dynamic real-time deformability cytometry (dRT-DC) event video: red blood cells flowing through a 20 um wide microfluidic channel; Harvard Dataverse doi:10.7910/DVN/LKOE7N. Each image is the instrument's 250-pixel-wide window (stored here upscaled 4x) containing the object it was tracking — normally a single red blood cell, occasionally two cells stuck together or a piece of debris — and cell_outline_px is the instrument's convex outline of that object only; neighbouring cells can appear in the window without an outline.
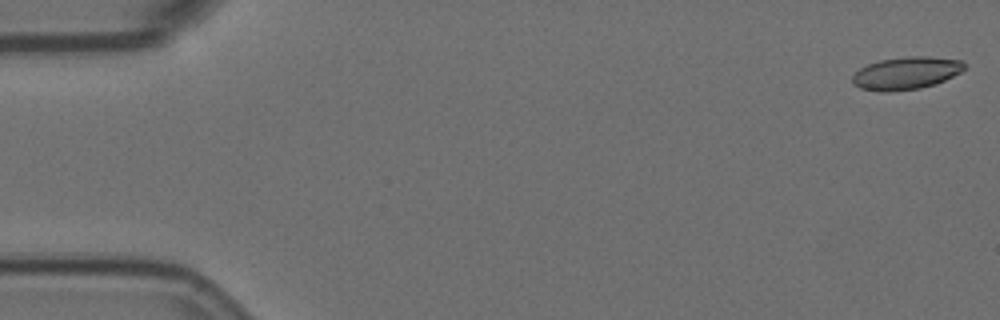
{"species": "Egyptian fruit bat (a non-hibernating species)", "species_latin": "Rousettus aegyptiacus", "temperature_condition": "room temperature", "stored_images_in_passage": 5, "camera_frame_rate_fps": 3000, "um_per_image_px": 0.085, "animal": {"sex": "female"}, "frame": {"image": 1, "passage_image": 1, "time_ms": 0.0, "image_size_px": [1000, 320], "cell_outline_px": [[964, 68], [960, 72], [936, 84], [920, 88], [892, 92], [880, 92], [860, 88], [852, 84], [852, 76], [860, 68], [868, 64], [880, 60], [908, 56], [928, 56], [964, 60]], "centroid_in_image_um": [77.0, 6.22], "position_along_channel_um": 8.0, "area_um2": 21.39}}
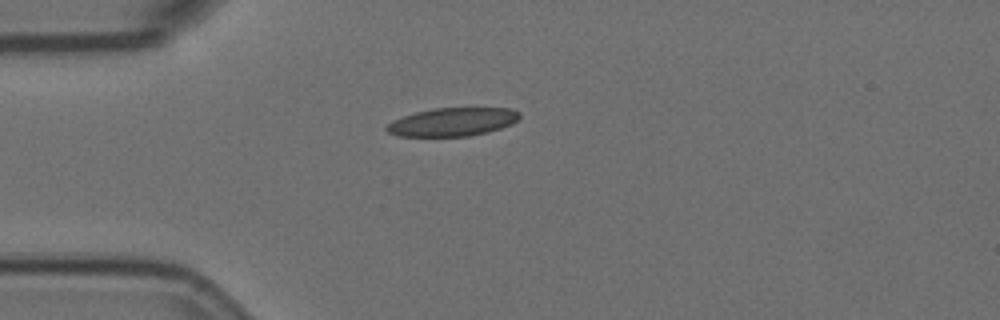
{"frame": {"image": 2, "passage_image": 5, "time_ms": 1.333, "image_size_px": [1000, 320], "cell_outline_px": [[520, 116], [512, 124], [488, 132], [468, 136], [396, 136], [388, 132], [384, 128], [392, 120], [416, 112], [432, 108], [512, 108], [520, 112]], "centroid_in_image_um": [38.46, 10.36], "position_along_channel_um": 46.5, "area_um2": 21.96}}